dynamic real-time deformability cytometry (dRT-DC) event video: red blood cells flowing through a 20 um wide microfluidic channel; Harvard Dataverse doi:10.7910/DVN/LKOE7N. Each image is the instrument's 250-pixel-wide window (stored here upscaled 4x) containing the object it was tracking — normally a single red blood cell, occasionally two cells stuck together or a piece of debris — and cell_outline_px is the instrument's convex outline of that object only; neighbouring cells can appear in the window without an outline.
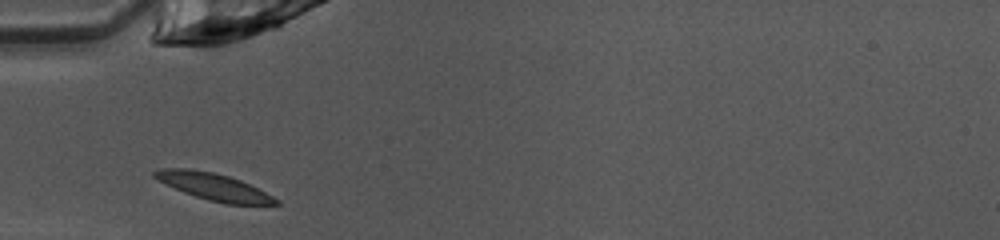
{"species": "common noctule bat (a hibernating species)", "species_latin": "Nyctalus noctula", "temperature_condition": "warm", "stored_images_in_passage": 27, "camera_frame_rate_fps": 3000, "um_per_image_px": 0.085, "animal": {"sex": "female", "body_mass_g": 10.0, "forearm_length_mm": 53.1}, "frame": {"image": 1, "passage_image": 1, "time_ms": 0.0, "image_size_px": [1000, 240], "cell_outline_px": [[280, 204], [224, 204], [208, 200], [184, 192], [156, 180], [152, 176], [152, 172], [164, 168], [192, 168], [212, 172], [228, 176], [240, 180], [280, 200]], "centroid_in_image_um": [18.12, 15.86], "position_along_channel_um": 66.9, "area_um2": 18.9}}
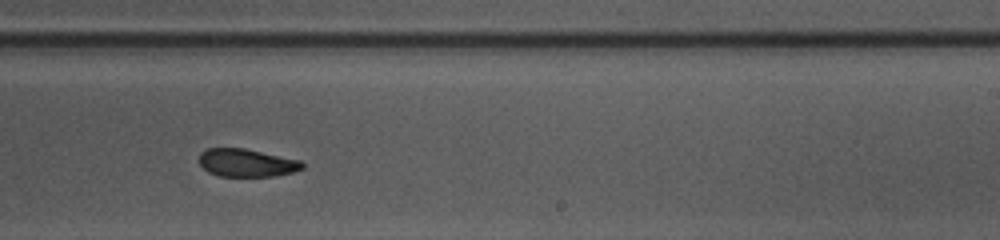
{"frame": {"image": 2, "passage_image": 16, "time_ms": 5.0, "image_size_px": [1000, 240], "cell_outline_px": [[304, 168], [292, 172], [276, 176], [220, 176], [208, 172], [200, 164], [200, 152], [208, 148], [244, 148], [300, 160], [304, 164]], "centroid_in_image_um": [20.97, 13.84], "position_along_channel_um": 268.0, "area_um2": 16.7}}
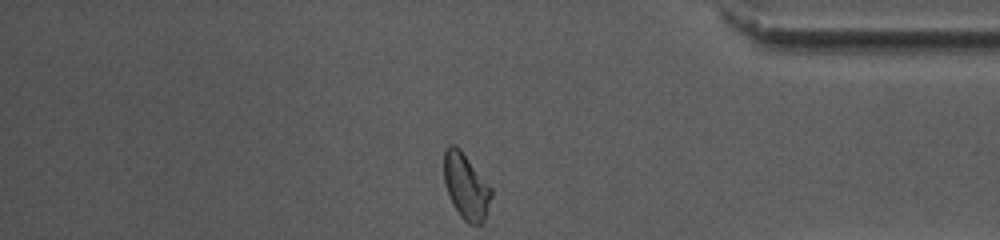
{"frame": {"image": 3, "passage_image": 27, "time_ms": 8.667, "image_size_px": [1000, 240], "cell_outline_px": [[492, 196], [484, 220], [480, 224], [468, 224], [460, 216], [444, 184], [444, 148], [448, 144], [456, 144], [460, 148], [492, 188]], "centroid_in_image_um": [39.61, 15.79], "position_along_channel_um": 395.6, "area_um2": 18.09}, "authors_computed_cell_mechanics": {"area_um2": 17.6868, "velocity_mm_per_s": 4.0274, "shape_relaxation_time_tau1_ms": 2.5164, "shape_relaxation_time_tau2_ms": 6.588, "deformation_change_tau1": 0.1182, "deformation_change_tau2": 0.1138}}